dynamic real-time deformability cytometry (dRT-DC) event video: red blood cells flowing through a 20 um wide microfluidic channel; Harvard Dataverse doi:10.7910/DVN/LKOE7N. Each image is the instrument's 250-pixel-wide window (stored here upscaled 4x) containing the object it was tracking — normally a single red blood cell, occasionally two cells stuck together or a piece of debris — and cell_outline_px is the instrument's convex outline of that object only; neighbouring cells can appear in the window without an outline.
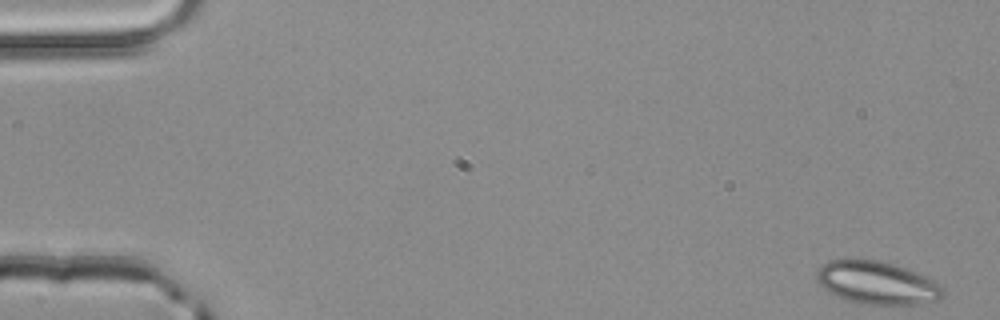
{"species": "common noctule bat (a hibernating species)", "species_latin": "Nyctalus noctula", "temperature_condition": "room temperature", "stored_images_in_passage": 52, "camera_frame_rate_fps": 3000, "um_per_image_px": 0.085, "animal": {"sex": "male", "body_mass_g": 20.4}, "frame": {"image": 1, "passage_image": 1, "time_ms": 0.0, "image_size_px": [1000, 320], "cell_outline_px": [[944, 296], [940, 300], [920, 304], [860, 304], [848, 300], [828, 292], [816, 280], [816, 272], [828, 260], [880, 260], [908, 268], [936, 280], [944, 288]], "centroid_in_image_um": [74.61, 24.04], "position_along_channel_um": 10.4, "area_um2": 31.79}}
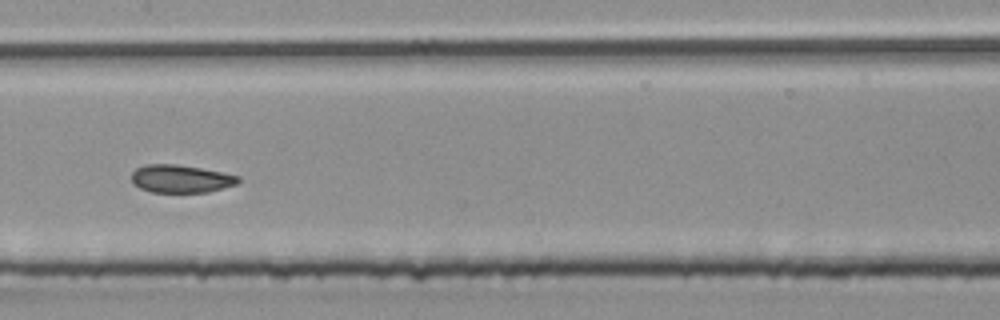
{"frame": {"image": 2, "passage_image": 26, "time_ms": 8.333, "image_size_px": [1000, 320], "cell_outline_px": [[240, 180], [236, 184], [208, 192], [152, 192], [140, 188], [132, 184], [132, 172], [136, 168], [148, 164], [176, 164], [200, 168], [240, 176]], "centroid_in_image_um": [15.34, 15.19], "position_along_channel_um": 192.1, "area_um2": 17.22}}
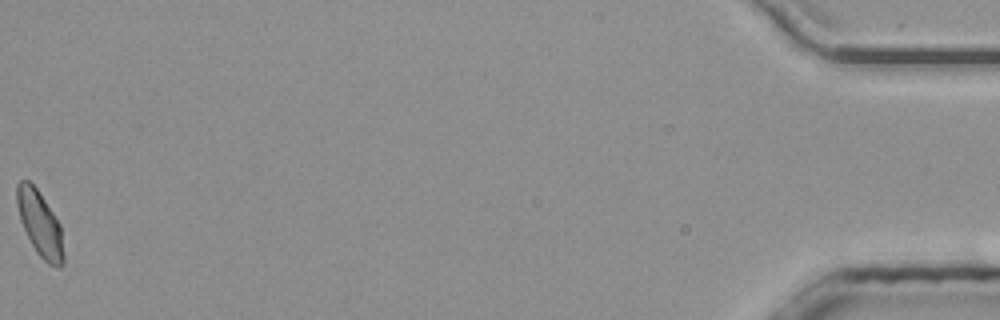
{"frame": {"image": 3, "passage_image": 52, "time_ms": 17.0, "image_size_px": [1000, 320], "cell_outline_px": [[64, 264], [60, 268], [56, 268], [48, 264], [36, 252], [20, 220], [16, 204], [16, 184], [20, 180], [28, 180], [36, 188], [60, 224], [64, 256]], "centroid_in_image_um": [3.39, 19.04], "position_along_channel_um": 431.8, "area_um2": 17.63}, "authors_computed_cell_mechanics": {"area_um2": 18.0047, "velocity_mm_per_s": 3.984, "shape_relaxation_time_tau1_ms": 2.3788, "shape_relaxation_time_tau2_ms": 0.7234, "deformation_change_tau1": 0.0894, "deformation_change_tau2": 0.0473}}